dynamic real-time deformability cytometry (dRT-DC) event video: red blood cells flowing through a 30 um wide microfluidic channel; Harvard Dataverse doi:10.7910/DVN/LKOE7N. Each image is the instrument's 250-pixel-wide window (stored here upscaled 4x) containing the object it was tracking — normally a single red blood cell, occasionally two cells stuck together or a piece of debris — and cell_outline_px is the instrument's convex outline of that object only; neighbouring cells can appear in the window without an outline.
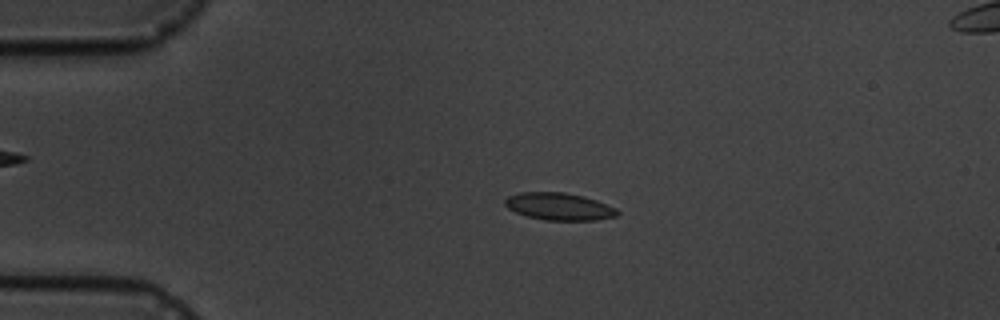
{"species": "common noctule bat (a hibernating species)", "species_latin": "Nyctalus noctula", "temperature_condition": "cold", "stored_images_in_passage": 4, "camera_frame_rate_fps": 3000, "um_per_image_px": 0.085, "animal": {"sex": "male", "body_mass_g": 19.5, "forearm_length_mm": 54.6}, "frame": {"image": 1, "passage_image": 3, "time_ms": 2.333, "image_size_px": [1000, 320], "cell_outline_px": [[620, 212], [616, 216], [596, 220], [544, 220], [524, 216], [508, 208], [504, 204], [504, 200], [508, 196], [520, 192], [564, 192], [584, 196], [596, 200], [616, 208]], "centroid_in_image_um": [47.5, 17.55], "position_along_channel_um": 37.5, "area_um2": 17.98}}